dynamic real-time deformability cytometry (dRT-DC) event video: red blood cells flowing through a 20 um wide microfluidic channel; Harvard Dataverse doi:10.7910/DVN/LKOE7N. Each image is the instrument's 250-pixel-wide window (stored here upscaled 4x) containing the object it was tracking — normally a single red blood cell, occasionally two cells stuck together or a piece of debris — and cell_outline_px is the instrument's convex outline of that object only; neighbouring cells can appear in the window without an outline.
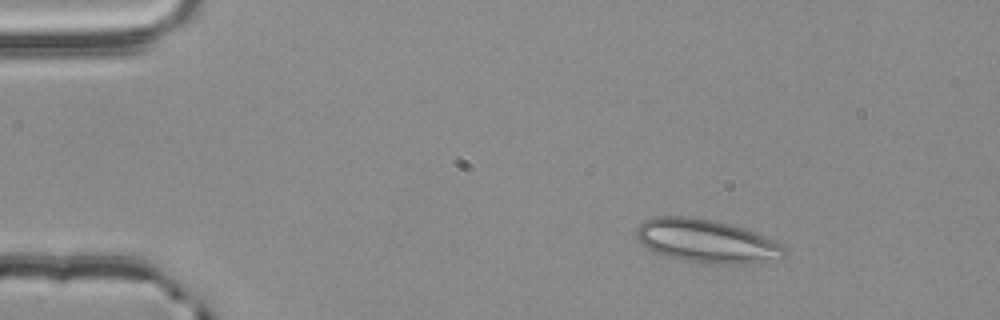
{"species": "common noctule bat (a hibernating species)", "species_latin": "Nyctalus noctula", "temperature_condition": "room temperature", "stored_images_in_passage": 3, "camera_frame_rate_fps": 3000, "um_per_image_px": 0.085, "animal": {"sex": "male", "body_mass_g": 20.4}, "frame": {"image": 1, "passage_image": 1, "time_ms": 0.0, "image_size_px": [1000, 320], "cell_outline_px": [[784, 256], [776, 260], [744, 264], [708, 264], [664, 256], [648, 248], [636, 236], [636, 228], [644, 220], [652, 216], [692, 216], [732, 224], [772, 240], [780, 244], [784, 248]], "centroid_in_image_um": [60.02, 20.49], "position_along_channel_um": 25.0, "area_um2": 37.22}}